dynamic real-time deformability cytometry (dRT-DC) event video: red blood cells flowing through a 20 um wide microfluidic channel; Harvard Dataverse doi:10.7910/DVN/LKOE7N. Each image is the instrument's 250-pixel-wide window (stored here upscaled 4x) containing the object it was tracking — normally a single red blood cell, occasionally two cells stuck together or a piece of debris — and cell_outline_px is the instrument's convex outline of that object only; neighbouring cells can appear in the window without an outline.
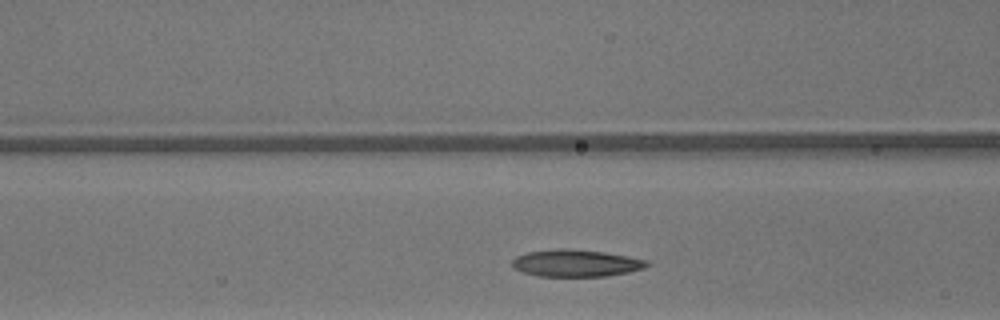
{"species": "common noctule bat (a hibernating species)", "species_latin": "Nyctalus noctula", "temperature_condition": "warm", "stored_images_in_passage": 25, "camera_frame_rate_fps": 3000, "um_per_image_px": 0.085, "animal": {"sex": "male", "body_mass_g": 13.3}, "frame": {"image": 1, "passage_image": 7, "time_ms": 2.0, "image_size_px": [1000, 320], "cell_outline_px": [[652, 264], [644, 268], [628, 272], [604, 276], [540, 276], [524, 272], [512, 268], [512, 260], [516, 256], [528, 252], [556, 248], [572, 248], [604, 252], [648, 260]], "centroid_in_image_um": [48.96, 22.35], "position_along_channel_um": 117.6, "area_um2": 21.33}}
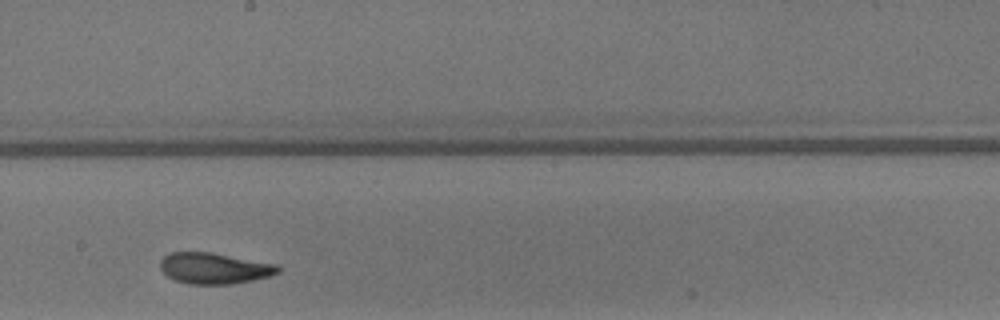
{"frame": {"image": 2, "passage_image": 15, "time_ms": 4.667, "image_size_px": [1000, 320], "cell_outline_px": [[280, 272], [268, 276], [252, 280], [232, 284], [188, 284], [176, 280], [168, 276], [160, 268], [160, 260], [164, 256], [172, 252], [208, 252], [276, 264], [280, 268]], "centroid_in_image_um": [18.19, 22.81], "position_along_channel_um": 230.0, "area_um2": 21.04}}
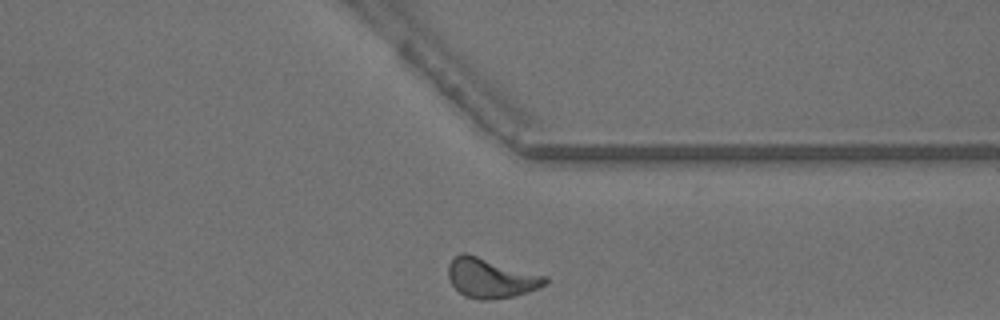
{"frame": {"image": 3, "passage_image": 25, "time_ms": 8.0, "image_size_px": [1000, 320], "cell_outline_px": [[548, 284], [528, 292], [512, 296], [488, 300], [480, 300], [464, 296], [452, 284], [448, 276], [448, 264], [460, 252], [464, 252], [548, 276]], "centroid_in_image_um": [41.74, 23.63], "position_along_channel_um": 369.7, "area_um2": 22.43}, "authors_computed_cell_mechanics": {"area_um2": 21.0392, "velocity_mm_per_s": 4.2086, "shape_relaxation_time_tau1_ms": 8.6014, "shape_relaxation_time_tau2_ms": 1.8826, "deformation_change_tau1": 0.2238, "deformation_change_tau2": 0.0892}}